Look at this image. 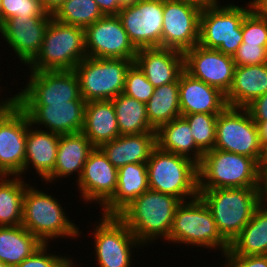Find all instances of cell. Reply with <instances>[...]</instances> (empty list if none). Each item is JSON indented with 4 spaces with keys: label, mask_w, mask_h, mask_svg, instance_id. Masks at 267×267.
Masks as SVG:
<instances>
[{
    "label": "cell",
    "mask_w": 267,
    "mask_h": 267,
    "mask_svg": "<svg viewBox=\"0 0 267 267\" xmlns=\"http://www.w3.org/2000/svg\"><path fill=\"white\" fill-rule=\"evenodd\" d=\"M82 133L94 147L120 135L112 100L86 102Z\"/></svg>",
    "instance_id": "cell-28"
},
{
    "label": "cell",
    "mask_w": 267,
    "mask_h": 267,
    "mask_svg": "<svg viewBox=\"0 0 267 267\" xmlns=\"http://www.w3.org/2000/svg\"><path fill=\"white\" fill-rule=\"evenodd\" d=\"M66 0H40L41 6L47 14L53 15Z\"/></svg>",
    "instance_id": "cell-45"
},
{
    "label": "cell",
    "mask_w": 267,
    "mask_h": 267,
    "mask_svg": "<svg viewBox=\"0 0 267 267\" xmlns=\"http://www.w3.org/2000/svg\"><path fill=\"white\" fill-rule=\"evenodd\" d=\"M229 249L236 255H267V201L257 207L251 220L230 243Z\"/></svg>",
    "instance_id": "cell-30"
},
{
    "label": "cell",
    "mask_w": 267,
    "mask_h": 267,
    "mask_svg": "<svg viewBox=\"0 0 267 267\" xmlns=\"http://www.w3.org/2000/svg\"><path fill=\"white\" fill-rule=\"evenodd\" d=\"M214 149L251 157L261 163L264 149L258 125L247 108L227 106L218 114Z\"/></svg>",
    "instance_id": "cell-11"
},
{
    "label": "cell",
    "mask_w": 267,
    "mask_h": 267,
    "mask_svg": "<svg viewBox=\"0 0 267 267\" xmlns=\"http://www.w3.org/2000/svg\"><path fill=\"white\" fill-rule=\"evenodd\" d=\"M2 22L12 17L52 16L41 6L40 0H1Z\"/></svg>",
    "instance_id": "cell-39"
},
{
    "label": "cell",
    "mask_w": 267,
    "mask_h": 267,
    "mask_svg": "<svg viewBox=\"0 0 267 267\" xmlns=\"http://www.w3.org/2000/svg\"><path fill=\"white\" fill-rule=\"evenodd\" d=\"M103 16L95 0H66L52 15L59 22L83 29Z\"/></svg>",
    "instance_id": "cell-35"
},
{
    "label": "cell",
    "mask_w": 267,
    "mask_h": 267,
    "mask_svg": "<svg viewBox=\"0 0 267 267\" xmlns=\"http://www.w3.org/2000/svg\"><path fill=\"white\" fill-rule=\"evenodd\" d=\"M104 16L117 15L121 10L118 0H95Z\"/></svg>",
    "instance_id": "cell-44"
},
{
    "label": "cell",
    "mask_w": 267,
    "mask_h": 267,
    "mask_svg": "<svg viewBox=\"0 0 267 267\" xmlns=\"http://www.w3.org/2000/svg\"><path fill=\"white\" fill-rule=\"evenodd\" d=\"M0 267H8L3 262L0 261Z\"/></svg>",
    "instance_id": "cell-54"
},
{
    "label": "cell",
    "mask_w": 267,
    "mask_h": 267,
    "mask_svg": "<svg viewBox=\"0 0 267 267\" xmlns=\"http://www.w3.org/2000/svg\"><path fill=\"white\" fill-rule=\"evenodd\" d=\"M265 93H267V63L236 66L226 101L230 107L246 108Z\"/></svg>",
    "instance_id": "cell-27"
},
{
    "label": "cell",
    "mask_w": 267,
    "mask_h": 267,
    "mask_svg": "<svg viewBox=\"0 0 267 267\" xmlns=\"http://www.w3.org/2000/svg\"><path fill=\"white\" fill-rule=\"evenodd\" d=\"M117 16L137 49L161 47L163 0H139L123 6Z\"/></svg>",
    "instance_id": "cell-15"
},
{
    "label": "cell",
    "mask_w": 267,
    "mask_h": 267,
    "mask_svg": "<svg viewBox=\"0 0 267 267\" xmlns=\"http://www.w3.org/2000/svg\"><path fill=\"white\" fill-rule=\"evenodd\" d=\"M155 87L148 81L143 71L133 62L127 70L123 93L142 103H147Z\"/></svg>",
    "instance_id": "cell-37"
},
{
    "label": "cell",
    "mask_w": 267,
    "mask_h": 267,
    "mask_svg": "<svg viewBox=\"0 0 267 267\" xmlns=\"http://www.w3.org/2000/svg\"><path fill=\"white\" fill-rule=\"evenodd\" d=\"M222 238L230 243L265 199V187L198 189Z\"/></svg>",
    "instance_id": "cell-1"
},
{
    "label": "cell",
    "mask_w": 267,
    "mask_h": 267,
    "mask_svg": "<svg viewBox=\"0 0 267 267\" xmlns=\"http://www.w3.org/2000/svg\"><path fill=\"white\" fill-rule=\"evenodd\" d=\"M147 172L151 190L175 196L182 202L199 195L198 164L185 156L156 146L147 161Z\"/></svg>",
    "instance_id": "cell-5"
},
{
    "label": "cell",
    "mask_w": 267,
    "mask_h": 267,
    "mask_svg": "<svg viewBox=\"0 0 267 267\" xmlns=\"http://www.w3.org/2000/svg\"><path fill=\"white\" fill-rule=\"evenodd\" d=\"M156 144L164 151L185 156L197 164L201 162L204 154L195 144L190 125L183 116L163 124L156 130Z\"/></svg>",
    "instance_id": "cell-29"
},
{
    "label": "cell",
    "mask_w": 267,
    "mask_h": 267,
    "mask_svg": "<svg viewBox=\"0 0 267 267\" xmlns=\"http://www.w3.org/2000/svg\"><path fill=\"white\" fill-rule=\"evenodd\" d=\"M2 24V11H1V0H0V25Z\"/></svg>",
    "instance_id": "cell-52"
},
{
    "label": "cell",
    "mask_w": 267,
    "mask_h": 267,
    "mask_svg": "<svg viewBox=\"0 0 267 267\" xmlns=\"http://www.w3.org/2000/svg\"><path fill=\"white\" fill-rule=\"evenodd\" d=\"M43 243L22 225L0 226V261L16 267Z\"/></svg>",
    "instance_id": "cell-31"
},
{
    "label": "cell",
    "mask_w": 267,
    "mask_h": 267,
    "mask_svg": "<svg viewBox=\"0 0 267 267\" xmlns=\"http://www.w3.org/2000/svg\"><path fill=\"white\" fill-rule=\"evenodd\" d=\"M48 246L49 244H42L16 267H64L71 260L66 255L63 257L47 253V250L50 251Z\"/></svg>",
    "instance_id": "cell-40"
},
{
    "label": "cell",
    "mask_w": 267,
    "mask_h": 267,
    "mask_svg": "<svg viewBox=\"0 0 267 267\" xmlns=\"http://www.w3.org/2000/svg\"><path fill=\"white\" fill-rule=\"evenodd\" d=\"M12 177L0 175V226L22 224L23 197L29 184L21 176Z\"/></svg>",
    "instance_id": "cell-34"
},
{
    "label": "cell",
    "mask_w": 267,
    "mask_h": 267,
    "mask_svg": "<svg viewBox=\"0 0 267 267\" xmlns=\"http://www.w3.org/2000/svg\"><path fill=\"white\" fill-rule=\"evenodd\" d=\"M202 7L181 0H163V25L161 48L181 52L193 48L199 42Z\"/></svg>",
    "instance_id": "cell-14"
},
{
    "label": "cell",
    "mask_w": 267,
    "mask_h": 267,
    "mask_svg": "<svg viewBox=\"0 0 267 267\" xmlns=\"http://www.w3.org/2000/svg\"><path fill=\"white\" fill-rule=\"evenodd\" d=\"M178 83L181 116L193 113L220 114L228 106L226 95L221 90L192 77L185 70Z\"/></svg>",
    "instance_id": "cell-21"
},
{
    "label": "cell",
    "mask_w": 267,
    "mask_h": 267,
    "mask_svg": "<svg viewBox=\"0 0 267 267\" xmlns=\"http://www.w3.org/2000/svg\"><path fill=\"white\" fill-rule=\"evenodd\" d=\"M265 187L260 164L251 157L213 149L198 164V189Z\"/></svg>",
    "instance_id": "cell-3"
},
{
    "label": "cell",
    "mask_w": 267,
    "mask_h": 267,
    "mask_svg": "<svg viewBox=\"0 0 267 267\" xmlns=\"http://www.w3.org/2000/svg\"><path fill=\"white\" fill-rule=\"evenodd\" d=\"M134 62L155 88L176 82L184 71V53L171 48H140Z\"/></svg>",
    "instance_id": "cell-22"
},
{
    "label": "cell",
    "mask_w": 267,
    "mask_h": 267,
    "mask_svg": "<svg viewBox=\"0 0 267 267\" xmlns=\"http://www.w3.org/2000/svg\"><path fill=\"white\" fill-rule=\"evenodd\" d=\"M73 258H71V260L64 266V267H75L76 263H74V261L72 260ZM77 267V266H76Z\"/></svg>",
    "instance_id": "cell-51"
},
{
    "label": "cell",
    "mask_w": 267,
    "mask_h": 267,
    "mask_svg": "<svg viewBox=\"0 0 267 267\" xmlns=\"http://www.w3.org/2000/svg\"><path fill=\"white\" fill-rule=\"evenodd\" d=\"M59 200L36 187L28 185L23 197L22 226L35 235L43 244L60 237L80 236L79 229Z\"/></svg>",
    "instance_id": "cell-4"
},
{
    "label": "cell",
    "mask_w": 267,
    "mask_h": 267,
    "mask_svg": "<svg viewBox=\"0 0 267 267\" xmlns=\"http://www.w3.org/2000/svg\"><path fill=\"white\" fill-rule=\"evenodd\" d=\"M219 4L220 2H217L202 8L198 44L233 56L242 44V21L252 10V4L250 0L247 7Z\"/></svg>",
    "instance_id": "cell-8"
},
{
    "label": "cell",
    "mask_w": 267,
    "mask_h": 267,
    "mask_svg": "<svg viewBox=\"0 0 267 267\" xmlns=\"http://www.w3.org/2000/svg\"><path fill=\"white\" fill-rule=\"evenodd\" d=\"M139 0H118L119 4L121 7L123 6H127V5H133L136 2H138Z\"/></svg>",
    "instance_id": "cell-50"
},
{
    "label": "cell",
    "mask_w": 267,
    "mask_h": 267,
    "mask_svg": "<svg viewBox=\"0 0 267 267\" xmlns=\"http://www.w3.org/2000/svg\"><path fill=\"white\" fill-rule=\"evenodd\" d=\"M242 35V43L267 46V20L252 9L242 21Z\"/></svg>",
    "instance_id": "cell-38"
},
{
    "label": "cell",
    "mask_w": 267,
    "mask_h": 267,
    "mask_svg": "<svg viewBox=\"0 0 267 267\" xmlns=\"http://www.w3.org/2000/svg\"><path fill=\"white\" fill-rule=\"evenodd\" d=\"M130 59L84 58L75 68L80 94L86 101L112 100L123 93Z\"/></svg>",
    "instance_id": "cell-9"
},
{
    "label": "cell",
    "mask_w": 267,
    "mask_h": 267,
    "mask_svg": "<svg viewBox=\"0 0 267 267\" xmlns=\"http://www.w3.org/2000/svg\"><path fill=\"white\" fill-rule=\"evenodd\" d=\"M222 255L227 262L225 267H267V255L240 256L234 254L230 249Z\"/></svg>",
    "instance_id": "cell-42"
},
{
    "label": "cell",
    "mask_w": 267,
    "mask_h": 267,
    "mask_svg": "<svg viewBox=\"0 0 267 267\" xmlns=\"http://www.w3.org/2000/svg\"><path fill=\"white\" fill-rule=\"evenodd\" d=\"M146 109L149 123L155 130L181 116L178 80L156 87Z\"/></svg>",
    "instance_id": "cell-33"
},
{
    "label": "cell",
    "mask_w": 267,
    "mask_h": 267,
    "mask_svg": "<svg viewBox=\"0 0 267 267\" xmlns=\"http://www.w3.org/2000/svg\"><path fill=\"white\" fill-rule=\"evenodd\" d=\"M86 57L85 29L52 17L40 52L27 66L30 71L74 70Z\"/></svg>",
    "instance_id": "cell-6"
},
{
    "label": "cell",
    "mask_w": 267,
    "mask_h": 267,
    "mask_svg": "<svg viewBox=\"0 0 267 267\" xmlns=\"http://www.w3.org/2000/svg\"><path fill=\"white\" fill-rule=\"evenodd\" d=\"M261 179L264 186L267 185V148L264 149L262 161L260 163Z\"/></svg>",
    "instance_id": "cell-48"
},
{
    "label": "cell",
    "mask_w": 267,
    "mask_h": 267,
    "mask_svg": "<svg viewBox=\"0 0 267 267\" xmlns=\"http://www.w3.org/2000/svg\"><path fill=\"white\" fill-rule=\"evenodd\" d=\"M181 203L175 196L149 189L117 216L143 246H148L158 238H169L175 211Z\"/></svg>",
    "instance_id": "cell-2"
},
{
    "label": "cell",
    "mask_w": 267,
    "mask_h": 267,
    "mask_svg": "<svg viewBox=\"0 0 267 267\" xmlns=\"http://www.w3.org/2000/svg\"><path fill=\"white\" fill-rule=\"evenodd\" d=\"M118 169L108 160L100 147H95L84 164L77 185L85 202L103 207L115 194Z\"/></svg>",
    "instance_id": "cell-19"
},
{
    "label": "cell",
    "mask_w": 267,
    "mask_h": 267,
    "mask_svg": "<svg viewBox=\"0 0 267 267\" xmlns=\"http://www.w3.org/2000/svg\"><path fill=\"white\" fill-rule=\"evenodd\" d=\"M28 115L32 126H45L46 131L62 134L82 132L85 117V100L49 105H19Z\"/></svg>",
    "instance_id": "cell-20"
},
{
    "label": "cell",
    "mask_w": 267,
    "mask_h": 267,
    "mask_svg": "<svg viewBox=\"0 0 267 267\" xmlns=\"http://www.w3.org/2000/svg\"><path fill=\"white\" fill-rule=\"evenodd\" d=\"M112 103L120 135L156 133V130L149 123L145 103L124 93L112 99Z\"/></svg>",
    "instance_id": "cell-32"
},
{
    "label": "cell",
    "mask_w": 267,
    "mask_h": 267,
    "mask_svg": "<svg viewBox=\"0 0 267 267\" xmlns=\"http://www.w3.org/2000/svg\"><path fill=\"white\" fill-rule=\"evenodd\" d=\"M94 227V255L99 267H131V252L143 246L126 224L117 215H103Z\"/></svg>",
    "instance_id": "cell-13"
},
{
    "label": "cell",
    "mask_w": 267,
    "mask_h": 267,
    "mask_svg": "<svg viewBox=\"0 0 267 267\" xmlns=\"http://www.w3.org/2000/svg\"><path fill=\"white\" fill-rule=\"evenodd\" d=\"M156 144V133L119 135L100 148L117 169L130 163H147Z\"/></svg>",
    "instance_id": "cell-25"
},
{
    "label": "cell",
    "mask_w": 267,
    "mask_h": 267,
    "mask_svg": "<svg viewBox=\"0 0 267 267\" xmlns=\"http://www.w3.org/2000/svg\"><path fill=\"white\" fill-rule=\"evenodd\" d=\"M147 190H149L147 163H130L120 167L116 192L102 207V215H118Z\"/></svg>",
    "instance_id": "cell-26"
},
{
    "label": "cell",
    "mask_w": 267,
    "mask_h": 267,
    "mask_svg": "<svg viewBox=\"0 0 267 267\" xmlns=\"http://www.w3.org/2000/svg\"><path fill=\"white\" fill-rule=\"evenodd\" d=\"M236 66L267 63V46L242 43L232 56Z\"/></svg>",
    "instance_id": "cell-41"
},
{
    "label": "cell",
    "mask_w": 267,
    "mask_h": 267,
    "mask_svg": "<svg viewBox=\"0 0 267 267\" xmlns=\"http://www.w3.org/2000/svg\"><path fill=\"white\" fill-rule=\"evenodd\" d=\"M166 241L177 245L184 243L193 247L219 249L221 255L229 249V244L217 230L214 217L199 196L177 207Z\"/></svg>",
    "instance_id": "cell-7"
},
{
    "label": "cell",
    "mask_w": 267,
    "mask_h": 267,
    "mask_svg": "<svg viewBox=\"0 0 267 267\" xmlns=\"http://www.w3.org/2000/svg\"><path fill=\"white\" fill-rule=\"evenodd\" d=\"M246 108L253 121H267V93L256 98Z\"/></svg>",
    "instance_id": "cell-43"
},
{
    "label": "cell",
    "mask_w": 267,
    "mask_h": 267,
    "mask_svg": "<svg viewBox=\"0 0 267 267\" xmlns=\"http://www.w3.org/2000/svg\"><path fill=\"white\" fill-rule=\"evenodd\" d=\"M265 200L267 201V185L265 186Z\"/></svg>",
    "instance_id": "cell-53"
},
{
    "label": "cell",
    "mask_w": 267,
    "mask_h": 267,
    "mask_svg": "<svg viewBox=\"0 0 267 267\" xmlns=\"http://www.w3.org/2000/svg\"><path fill=\"white\" fill-rule=\"evenodd\" d=\"M232 56L197 44L184 52V70L192 77L218 88L225 95L230 90L235 71Z\"/></svg>",
    "instance_id": "cell-17"
},
{
    "label": "cell",
    "mask_w": 267,
    "mask_h": 267,
    "mask_svg": "<svg viewBox=\"0 0 267 267\" xmlns=\"http://www.w3.org/2000/svg\"><path fill=\"white\" fill-rule=\"evenodd\" d=\"M94 148L82 132L60 135L54 171L44 182L53 183L56 178L69 177L75 173L78 174V181Z\"/></svg>",
    "instance_id": "cell-24"
},
{
    "label": "cell",
    "mask_w": 267,
    "mask_h": 267,
    "mask_svg": "<svg viewBox=\"0 0 267 267\" xmlns=\"http://www.w3.org/2000/svg\"><path fill=\"white\" fill-rule=\"evenodd\" d=\"M52 16H26L6 19L0 33L18 59L28 65L40 52Z\"/></svg>",
    "instance_id": "cell-18"
},
{
    "label": "cell",
    "mask_w": 267,
    "mask_h": 267,
    "mask_svg": "<svg viewBox=\"0 0 267 267\" xmlns=\"http://www.w3.org/2000/svg\"><path fill=\"white\" fill-rule=\"evenodd\" d=\"M252 9L264 20H267V0H250Z\"/></svg>",
    "instance_id": "cell-46"
},
{
    "label": "cell",
    "mask_w": 267,
    "mask_h": 267,
    "mask_svg": "<svg viewBox=\"0 0 267 267\" xmlns=\"http://www.w3.org/2000/svg\"><path fill=\"white\" fill-rule=\"evenodd\" d=\"M181 1H188V2L194 3L202 8L208 7V6H211L212 4L220 2L219 0H181Z\"/></svg>",
    "instance_id": "cell-49"
},
{
    "label": "cell",
    "mask_w": 267,
    "mask_h": 267,
    "mask_svg": "<svg viewBox=\"0 0 267 267\" xmlns=\"http://www.w3.org/2000/svg\"><path fill=\"white\" fill-rule=\"evenodd\" d=\"M34 127V128H32ZM60 135L32 126L26 135V152L24 174L29 167L35 169L42 181L46 180L54 171Z\"/></svg>",
    "instance_id": "cell-23"
},
{
    "label": "cell",
    "mask_w": 267,
    "mask_h": 267,
    "mask_svg": "<svg viewBox=\"0 0 267 267\" xmlns=\"http://www.w3.org/2000/svg\"><path fill=\"white\" fill-rule=\"evenodd\" d=\"M29 81L14 96L18 105H49L84 100L74 70L29 71Z\"/></svg>",
    "instance_id": "cell-12"
},
{
    "label": "cell",
    "mask_w": 267,
    "mask_h": 267,
    "mask_svg": "<svg viewBox=\"0 0 267 267\" xmlns=\"http://www.w3.org/2000/svg\"><path fill=\"white\" fill-rule=\"evenodd\" d=\"M1 100L0 175L23 177L29 117L14 96Z\"/></svg>",
    "instance_id": "cell-10"
},
{
    "label": "cell",
    "mask_w": 267,
    "mask_h": 267,
    "mask_svg": "<svg viewBox=\"0 0 267 267\" xmlns=\"http://www.w3.org/2000/svg\"><path fill=\"white\" fill-rule=\"evenodd\" d=\"M87 57L135 60L138 49L117 15L103 16L85 29Z\"/></svg>",
    "instance_id": "cell-16"
},
{
    "label": "cell",
    "mask_w": 267,
    "mask_h": 267,
    "mask_svg": "<svg viewBox=\"0 0 267 267\" xmlns=\"http://www.w3.org/2000/svg\"><path fill=\"white\" fill-rule=\"evenodd\" d=\"M190 125L195 144L205 153L213 150L216 143L218 114L193 113L183 115Z\"/></svg>",
    "instance_id": "cell-36"
},
{
    "label": "cell",
    "mask_w": 267,
    "mask_h": 267,
    "mask_svg": "<svg viewBox=\"0 0 267 267\" xmlns=\"http://www.w3.org/2000/svg\"><path fill=\"white\" fill-rule=\"evenodd\" d=\"M258 125L260 142L263 149L267 148V121H254Z\"/></svg>",
    "instance_id": "cell-47"
}]
</instances>
